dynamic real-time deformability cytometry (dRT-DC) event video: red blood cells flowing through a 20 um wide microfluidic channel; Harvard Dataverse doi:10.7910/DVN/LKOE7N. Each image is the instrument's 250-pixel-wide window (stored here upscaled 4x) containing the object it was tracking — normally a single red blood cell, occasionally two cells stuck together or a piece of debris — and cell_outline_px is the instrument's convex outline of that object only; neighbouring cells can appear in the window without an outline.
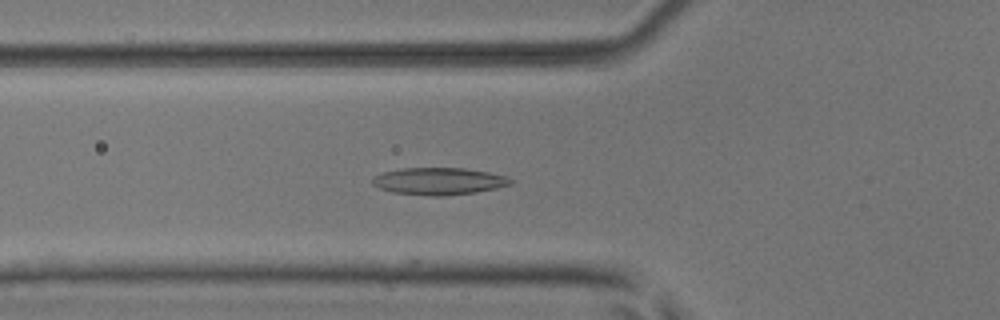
{"species": "common noctule bat (a hibernating species)", "species_latin": "Nyctalus noctula", "temperature_condition": "room temperature", "stored_images_in_passage": 36, "camera_frame_rate_fps": 3000, "um_per_image_px": 0.085, "animal": {"sex": "male", "body_mass_g": 17.9, "forearm_length_mm": 54.2}, "frame": {"image": 1, "passage_image": 4, "time_ms": 1.0, "image_size_px": [1000, 320], "cell_outline_px": [[512, 184], [496, 188], [476, 192], [444, 196], [428, 196], [392, 192], [380, 188], [372, 184], [372, 180], [376, 176], [384, 172], [404, 168], [464, 168], [488, 172], [504, 176], [512, 180]], "centroid_in_image_um": [37.3, 15.41], "position_along_channel_um": 88.5, "area_um2": 21.68}}
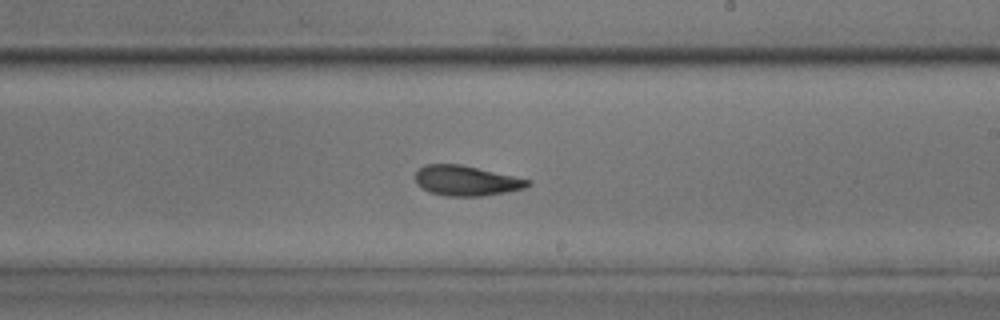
{"frame": {"image": 2, "passage_image": 16, "time_ms": 5.0, "image_size_px": [1000, 320], "cell_outline_px": [[532, 184], [524, 188], [504, 192], [480, 196], [448, 196], [428, 192], [420, 188], [416, 184], [416, 172], [424, 164], [460, 164], [532, 180]], "centroid_in_image_um": [39.61, 15.36], "position_along_channel_um": 249.4, "area_um2": 19.71}}
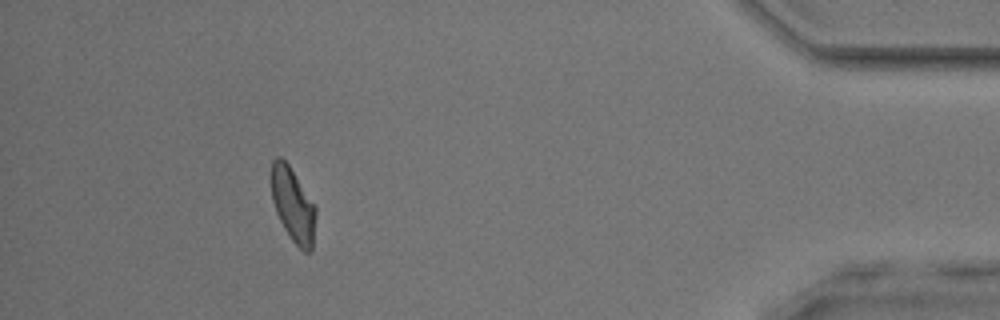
{"frame": {"image": 3, "passage_image": 32, "time_ms": 10.333, "image_size_px": [1000, 320], "cell_outline_px": [[316, 216], [312, 252], [304, 252], [292, 240], [284, 228], [276, 212], [272, 200], [272, 160], [276, 156], [280, 156], [288, 164], [316, 204]], "centroid_in_image_um": [24.93, 17.42], "position_along_channel_um": 410.3, "area_um2": 19.31}, "authors_computed_cell_mechanics": {"area_um2": 19.7098, "velocity_mm_per_s": 4.032, "shape_relaxation_time_tau1_ms": 6.5732, "shape_relaxation_time_tau2_ms": 3.4377, "deformation_change_tau1": 0.169, "deformation_change_tau2": 0.1073}}